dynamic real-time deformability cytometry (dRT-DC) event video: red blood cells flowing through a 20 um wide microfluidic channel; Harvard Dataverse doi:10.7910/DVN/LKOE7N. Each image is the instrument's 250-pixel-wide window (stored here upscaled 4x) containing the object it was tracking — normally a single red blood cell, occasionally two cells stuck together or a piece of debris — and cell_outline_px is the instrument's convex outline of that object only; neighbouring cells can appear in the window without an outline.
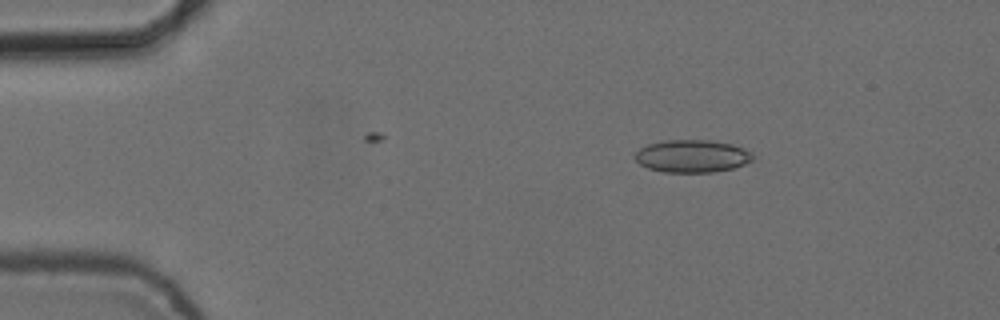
{"species": "common noctule bat (a hibernating species)", "species_latin": "Nyctalus noctula", "temperature_condition": "cold", "stored_images_in_passage": 3, "camera_frame_rate_fps": 3000, "um_per_image_px": 0.085, "animal": {"sex": "female", "body_mass_g": 24.6, "forearm_length_mm": 56.2}, "frame": {"image": 1, "passage_image": 1, "time_ms": 0.0, "image_size_px": [1000, 320], "cell_outline_px": [[752, 160], [744, 164], [732, 168], [712, 172], [664, 172], [648, 168], [640, 164], [636, 160], [636, 152], [640, 148], [648, 144], [664, 140], [712, 140], [732, 144], [744, 148], [752, 152]], "centroid_in_image_um": [58.83, 13.26], "position_along_channel_um": 26.2, "area_um2": 22.31}}